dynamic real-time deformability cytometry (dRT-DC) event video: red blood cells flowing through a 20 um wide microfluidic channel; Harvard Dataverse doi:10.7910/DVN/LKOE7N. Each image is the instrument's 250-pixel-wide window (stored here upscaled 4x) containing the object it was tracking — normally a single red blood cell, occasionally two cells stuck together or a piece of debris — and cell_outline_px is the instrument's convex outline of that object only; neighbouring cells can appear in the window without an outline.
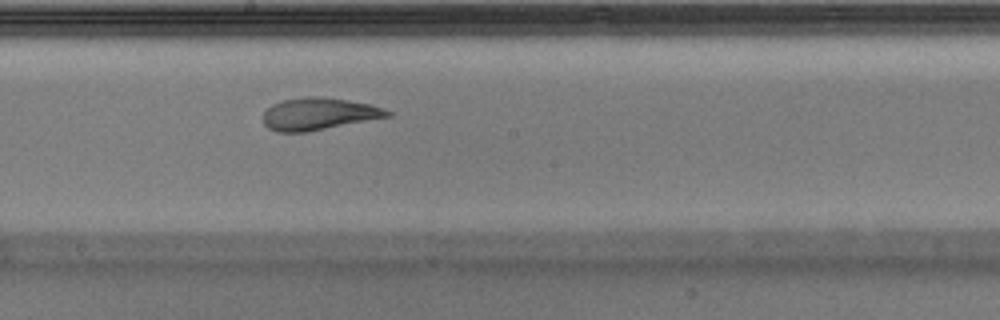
{"species": "Egyptian fruit bat (a non-hibernating species)", "species_latin": "Rousettus aegyptiacus", "temperature_condition": "warm", "stored_images_in_passage": 30, "camera_frame_rate_fps": 3000, "um_per_image_px": 0.085, "animal": {"sex": "male"}, "frame": {"image": 1, "passage_image": 13, "time_ms": 4.0, "image_size_px": [1000, 320], "cell_outline_px": [[392, 116], [308, 132], [276, 132], [268, 128], [264, 124], [264, 112], [272, 104], [284, 100], [304, 96], [324, 96], [348, 100], [368, 104], [384, 108], [392, 112]], "centroid_in_image_um": [27.1, 9.68], "position_along_channel_um": 221.1, "area_um2": 23.47}}